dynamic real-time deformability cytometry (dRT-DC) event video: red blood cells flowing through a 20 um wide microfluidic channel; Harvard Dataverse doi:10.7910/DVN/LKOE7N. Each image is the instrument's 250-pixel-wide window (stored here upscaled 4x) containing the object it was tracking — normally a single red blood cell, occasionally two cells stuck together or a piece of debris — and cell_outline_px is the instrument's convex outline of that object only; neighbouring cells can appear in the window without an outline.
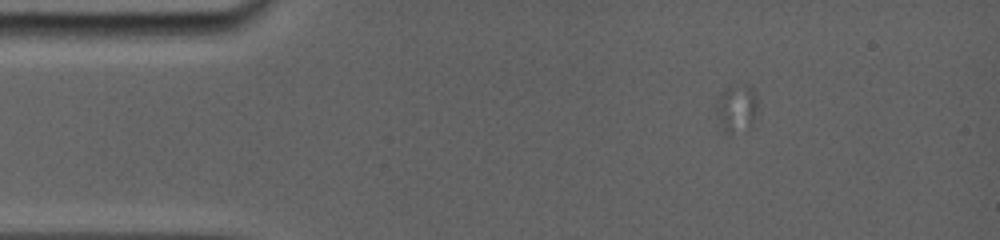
{"species": "common noctule bat (a hibernating species)", "species_latin": "Nyctalus noctula", "temperature_condition": "room temperature", "stored_images_in_passage": 15, "segment_of_instrument_passage": [1, 2], "camera_frame_rate_fps": 5000, "um_per_image_px": 0.085, "animal": {"sex": "female", "body_mass_g": 19.0, "forearm_length_mm": 56.7}, "frame": {"image": 1, "passage_image": 3, "time_ms": 0.4, "image_size_px": [1000, 240], "cell_outline_px": [[756, 112], [752, 124], [732, 136], [728, 136], [724, 132], [716, 116], [716, 104], [720, 96], [728, 88], [748, 84], [752, 88], [756, 96]], "centroid_in_image_um": [62.59, 9.27], "position_along_channel_um": 22.4, "area_um2": 11.39}}